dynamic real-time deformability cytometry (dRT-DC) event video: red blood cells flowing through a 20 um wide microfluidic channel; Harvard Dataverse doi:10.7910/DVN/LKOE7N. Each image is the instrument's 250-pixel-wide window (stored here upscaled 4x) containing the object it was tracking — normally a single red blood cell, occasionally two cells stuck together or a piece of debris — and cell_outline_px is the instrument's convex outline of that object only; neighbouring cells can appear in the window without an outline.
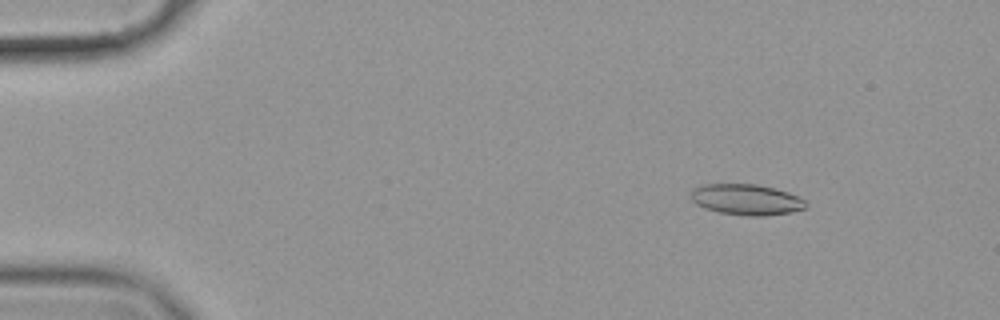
{"species": "common noctule bat (a hibernating species)", "species_latin": "Nyctalus noctula", "temperature_condition": "cold", "stored_images_in_passage": 57, "camera_frame_rate_fps": 3000, "um_per_image_px": 0.085, "animal": {"sex": "female", "body_mass_g": 19.9}, "frame": {"image": 1, "passage_image": 7, "time_ms": 2.0, "image_size_px": [1000, 320], "cell_outline_px": [[808, 204], [804, 208], [792, 212], [764, 216], [748, 216], [720, 212], [704, 208], [696, 204], [692, 200], [692, 192], [696, 188], [704, 184], [756, 184], [776, 188], [788, 192], [804, 200]], "centroid_in_image_um": [63.47, 16.96], "position_along_channel_um": 21.5, "area_um2": 20.52}}
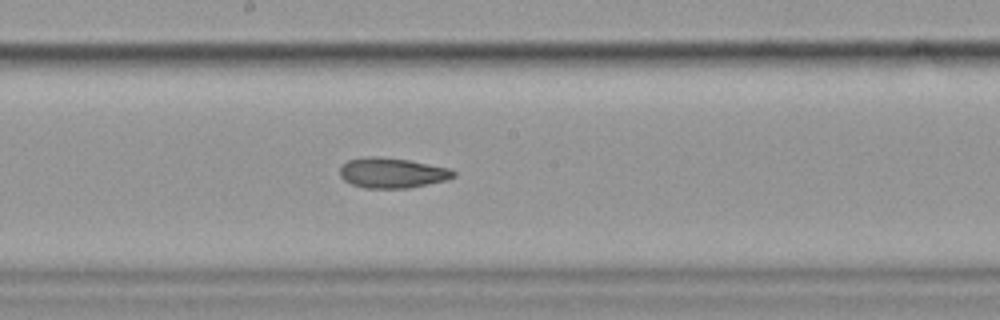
{"frame": {"image": 2, "passage_image": 31, "time_ms": 10.0, "image_size_px": [1000, 320], "cell_outline_px": [[456, 176], [448, 180], [408, 188], [364, 188], [352, 184], [344, 180], [340, 176], [340, 164], [348, 160], [368, 156], [376, 156], [408, 160], [448, 168], [456, 172]], "centroid_in_image_um": [33.31, 14.7], "position_along_channel_um": 214.9, "area_um2": 20.06}}
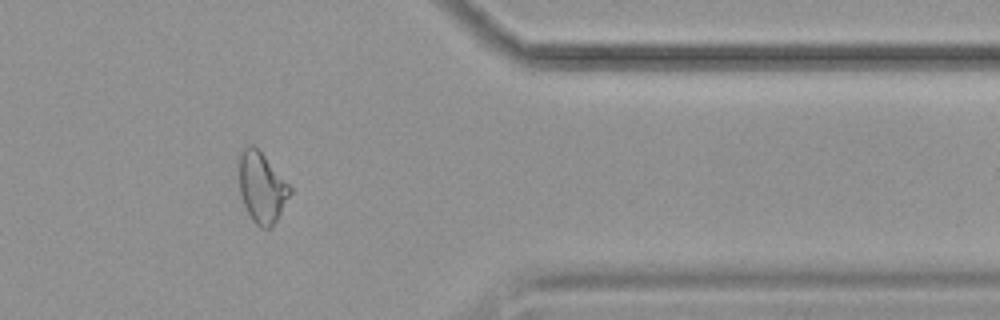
{"frame": {"image": 3, "passage_image": 47, "time_ms": 15.333, "image_size_px": [1000, 320], "cell_outline_px": [[292, 192], [276, 220], [268, 228], [260, 228], [252, 220], [244, 204], [240, 192], [240, 156], [244, 148], [248, 144], [252, 144], [264, 156], [292, 188]], "centroid_in_image_um": [22.26, 15.95], "position_along_channel_um": 389.1, "area_um2": 20.29}, "authors_computed_cell_mechanics": {"area_um2": 20.6346, "velocity_mm_per_s": 3.546, "shape_relaxation_time_tau1_ms": 10.1252, "shape_relaxation_time_tau2_ms": 3.8529, "deformation_change_tau1": 0.1725, "deformation_change_tau2": 0.1121}}